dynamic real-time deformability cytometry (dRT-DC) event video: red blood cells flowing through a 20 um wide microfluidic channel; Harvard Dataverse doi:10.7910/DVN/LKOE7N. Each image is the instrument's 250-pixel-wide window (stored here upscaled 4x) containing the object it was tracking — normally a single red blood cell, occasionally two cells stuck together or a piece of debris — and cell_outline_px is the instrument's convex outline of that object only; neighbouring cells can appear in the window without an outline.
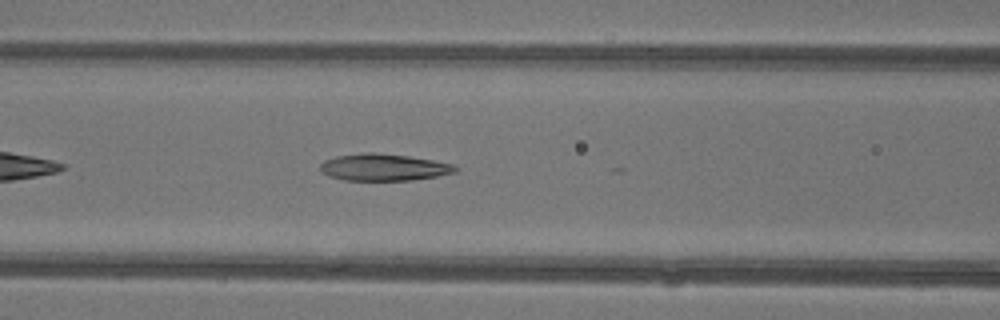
{"species": "common noctule bat (a hibernating species)", "species_latin": "Nyctalus noctula", "temperature_condition": "warm", "stored_images_in_passage": 9, "camera_frame_rate_fps": 3000, "um_per_image_px": 0.085, "animal": {"sex": "female"}, "frame": {"image": 1, "passage_image": 5, "time_ms": 1.333, "image_size_px": [1000, 320], "cell_outline_px": [[456, 172], [436, 176], [412, 180], [344, 180], [328, 176], [320, 172], [320, 164], [324, 160], [336, 156], [368, 152], [372, 152], [408, 156], [432, 160], [452, 164], [456, 168]], "centroid_in_image_um": [32.55, 14.22], "position_along_channel_um": 134.0, "area_um2": 21.04}}
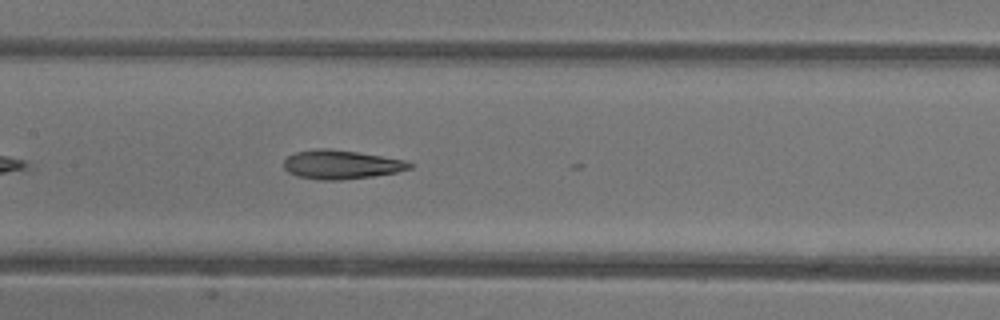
{"frame": {"image": 2, "passage_image": 8, "time_ms": 2.333, "image_size_px": [1000, 320], "cell_outline_px": [[412, 168], [396, 172], [372, 176], [340, 180], [320, 180], [296, 176], [288, 172], [284, 168], [284, 160], [288, 156], [296, 152], [316, 148], [328, 148], [356, 152], [408, 160], [412, 164]], "centroid_in_image_um": [28.99, 13.98], "position_along_channel_um": 178.4, "area_um2": 21.21}}